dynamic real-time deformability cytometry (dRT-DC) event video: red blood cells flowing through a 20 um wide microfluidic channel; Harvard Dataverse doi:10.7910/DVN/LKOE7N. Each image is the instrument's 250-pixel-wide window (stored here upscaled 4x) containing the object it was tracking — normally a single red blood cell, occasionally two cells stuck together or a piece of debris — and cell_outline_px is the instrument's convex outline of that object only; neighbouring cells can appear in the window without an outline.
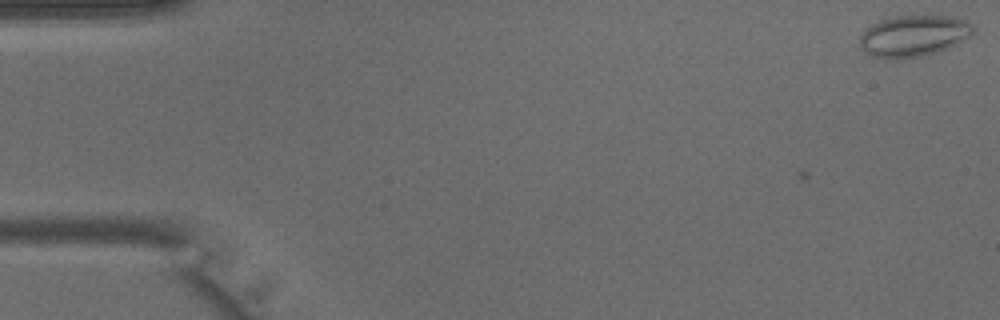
{"species": "common noctule bat (a hibernating species)", "species_latin": "Nyctalus noctula", "temperature_condition": "warm", "stored_images_in_passage": 3, "camera_frame_rate_fps": 3000, "um_per_image_px": 0.085, "animal": {"sex": "male", "body_mass_g": 15.6}, "frame": {"image": 1, "passage_image": 3, "time_ms": 0.667, "image_size_px": [1000, 320], "cell_outline_px": [[976, 32], [948, 48], [936, 52], [920, 56], [888, 60], [884, 60], [872, 56], [864, 52], [860, 48], [860, 36], [872, 24], [880, 20], [896, 16], [948, 16], [968, 20], [976, 28]], "centroid_in_image_um": [77.66, 3.06], "position_along_channel_um": 7.3, "area_um2": 27.46}}